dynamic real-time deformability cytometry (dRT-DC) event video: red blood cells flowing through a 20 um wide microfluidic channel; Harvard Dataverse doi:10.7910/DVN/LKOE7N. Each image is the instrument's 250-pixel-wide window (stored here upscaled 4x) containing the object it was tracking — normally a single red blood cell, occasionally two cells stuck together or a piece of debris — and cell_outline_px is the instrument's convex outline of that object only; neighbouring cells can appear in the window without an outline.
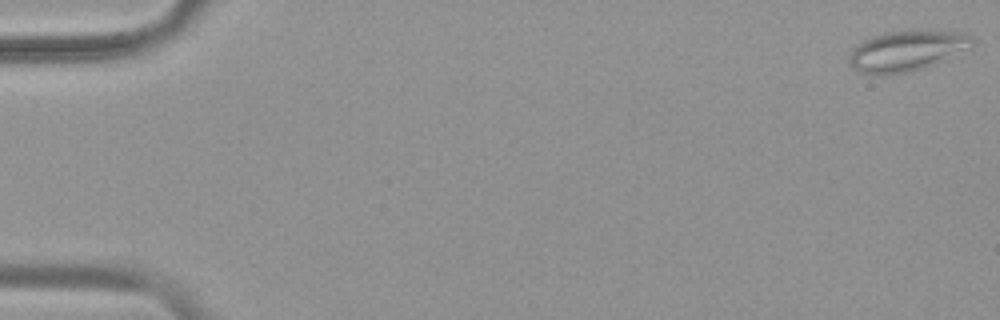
{"species": "common noctule bat (a hibernating species)", "species_latin": "Nyctalus noctula", "temperature_condition": "warm", "stored_images_in_passage": 7, "camera_frame_rate_fps": 3000, "um_per_image_px": 0.085, "animal": {"sex": "female", "body_mass_g": 19.9}, "frame": {"image": 1, "passage_image": 1, "time_ms": 0.0, "image_size_px": [1000, 320], "cell_outline_px": [[972, 40], [924, 68], [908, 72], [888, 76], [880, 76], [860, 72], [848, 64], [848, 56], [852, 48], [864, 40], [872, 36], [884, 32], [912, 28], [920, 28], [964, 32], [972, 36]], "centroid_in_image_um": [76.87, 4.28], "position_along_channel_um": 8.1, "area_um2": 28.84}}